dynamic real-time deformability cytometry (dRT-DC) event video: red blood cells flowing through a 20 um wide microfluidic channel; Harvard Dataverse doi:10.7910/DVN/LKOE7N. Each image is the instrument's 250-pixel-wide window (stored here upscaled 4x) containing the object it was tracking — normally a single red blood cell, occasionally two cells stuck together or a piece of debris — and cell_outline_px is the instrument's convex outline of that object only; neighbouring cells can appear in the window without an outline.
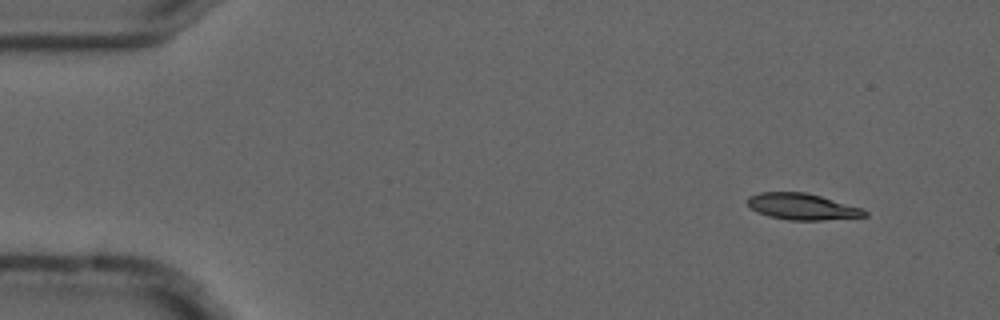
{"species": "common noctule bat (a hibernating species)", "species_latin": "Nyctalus noctula", "temperature_condition": "cold", "stored_images_in_passage": 3, "camera_frame_rate_fps": 3000, "um_per_image_px": 0.085, "animal": {"sex": "male", "forearm_length_mm": 52.5}, "frame": {"image": 1, "passage_image": 1, "time_ms": 0.0, "image_size_px": [1000, 320], "cell_outline_px": [[868, 216], [824, 220], [788, 220], [768, 216], [756, 212], [748, 204], [748, 196], [760, 192], [804, 192], [820, 196], [864, 208], [868, 212]], "centroid_in_image_um": [68.21, 17.56], "position_along_channel_um": 16.8, "area_um2": 18.03}}